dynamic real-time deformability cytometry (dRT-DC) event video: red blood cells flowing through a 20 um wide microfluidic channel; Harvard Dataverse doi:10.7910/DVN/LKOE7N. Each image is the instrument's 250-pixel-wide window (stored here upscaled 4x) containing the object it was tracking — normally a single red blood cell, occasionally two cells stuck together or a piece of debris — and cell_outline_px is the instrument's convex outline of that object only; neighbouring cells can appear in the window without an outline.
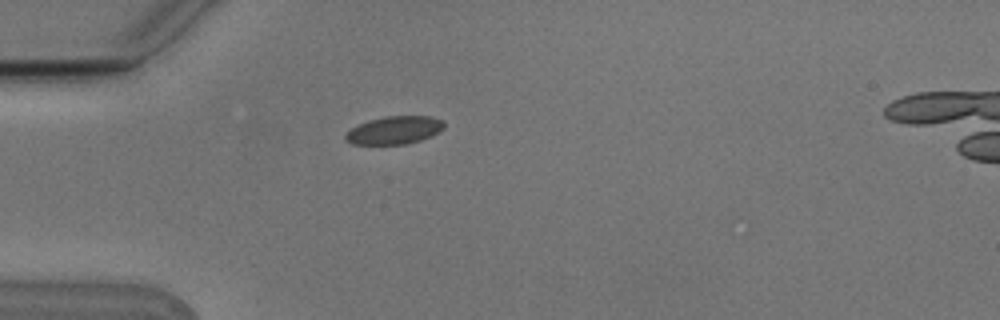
{"species": "Egyptian fruit bat (a non-hibernating species)", "species_latin": "Rousettus aegyptiacus", "temperature_condition": "cold", "stored_images_in_passage": 2, "camera_frame_rate_fps": 3000, "um_per_image_px": 0.085, "animal": {"sex": "male"}, "frame": {"image": 1, "passage_image": 1, "time_ms": 0.0, "image_size_px": [1000, 320], "cell_outline_px": [[444, 128], [440, 132], [432, 136], [408, 144], [352, 144], [344, 140], [344, 136], [352, 128], [368, 120], [384, 116], [432, 116], [444, 120]], "centroid_in_image_um": [33.56, 11.06], "position_along_channel_um": 51.4, "area_um2": 16.18}}